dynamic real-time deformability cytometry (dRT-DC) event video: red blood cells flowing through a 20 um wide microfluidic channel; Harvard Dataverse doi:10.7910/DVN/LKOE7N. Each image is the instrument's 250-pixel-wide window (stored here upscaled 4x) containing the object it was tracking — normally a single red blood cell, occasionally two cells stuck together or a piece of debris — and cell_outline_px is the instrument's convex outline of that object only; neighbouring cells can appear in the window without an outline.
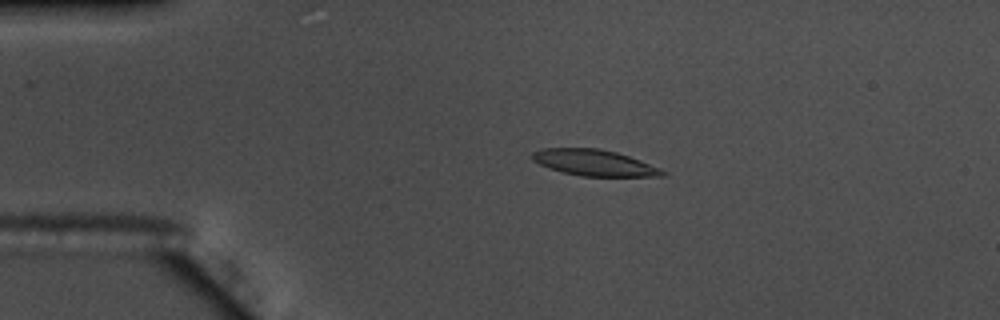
{"species": "common noctule bat (a hibernating species)", "species_latin": "Nyctalus noctula", "temperature_condition": "warm", "stored_images_in_passage": 32, "camera_frame_rate_fps": 3000, "um_per_image_px": 0.085, "animal": {"sex": "male", "body_mass_g": 17.5, "forearm_length_mm": 52.3}, "frame": {"image": 1, "passage_image": 3, "time_ms": 0.667, "image_size_px": [1000, 320], "cell_outline_px": [[668, 172], [664, 176], [580, 176], [548, 168], [532, 160], [532, 152], [544, 148], [600, 148], [616, 152], [640, 160], [660, 168]], "centroid_in_image_um": [50.51, 13.83], "position_along_channel_um": 34.5, "area_um2": 19.77}}
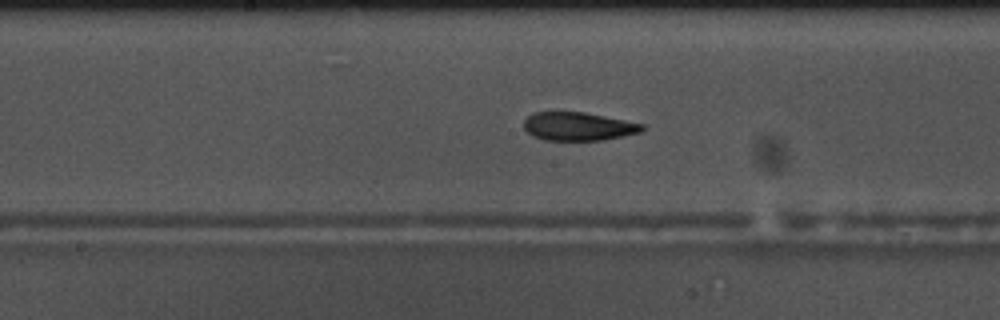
{"frame": {"image": 2, "passage_image": 20, "time_ms": 6.333, "image_size_px": [1000, 320], "cell_outline_px": [[644, 128], [640, 132], [624, 136], [600, 140], [544, 140], [532, 136], [524, 128], [524, 120], [528, 116], [536, 112], [584, 112], [644, 124]], "centroid_in_image_um": [49.14, 10.75], "position_along_channel_um": 199.1, "area_um2": 19.42}}
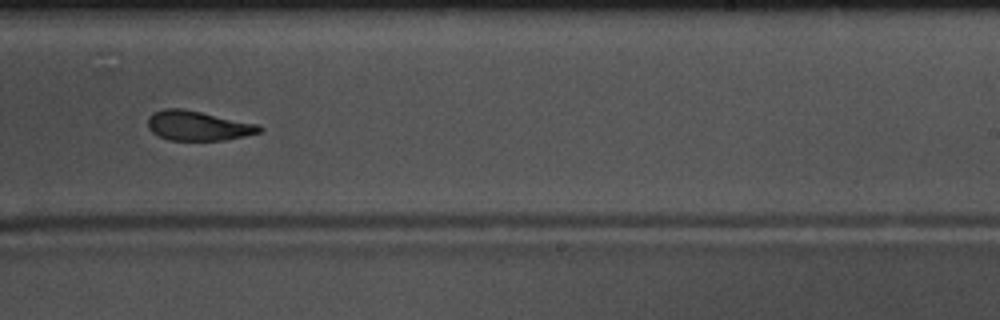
{"frame": {"image": 3, "passage_image": 26, "time_ms": 8.333, "image_size_px": [1000, 320], "cell_outline_px": [[264, 128], [260, 132], [244, 136], [224, 140], [168, 140], [152, 132], [148, 128], [148, 116], [152, 112], [164, 108], [180, 108], [260, 124]], "centroid_in_image_um": [16.82, 10.68], "position_along_channel_um": 272.2, "area_um2": 19.31}}